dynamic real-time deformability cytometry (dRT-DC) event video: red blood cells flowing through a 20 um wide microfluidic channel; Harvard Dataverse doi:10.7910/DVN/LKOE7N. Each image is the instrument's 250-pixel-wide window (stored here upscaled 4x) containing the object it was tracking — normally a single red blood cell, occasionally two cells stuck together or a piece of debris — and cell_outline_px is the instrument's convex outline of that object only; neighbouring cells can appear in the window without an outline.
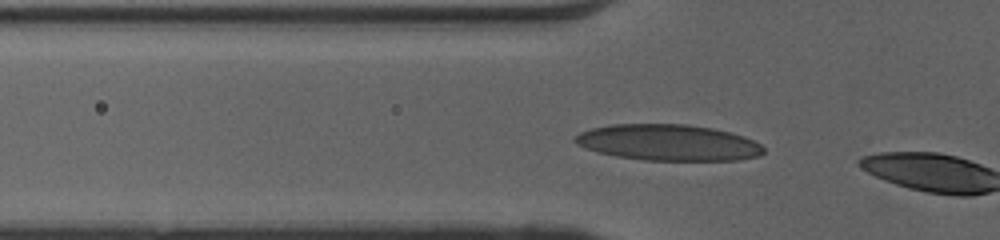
{"species": "human", "species_latin": "Homo sapiens", "temperature_condition": "cold", "stored_images_in_passage": 4, "camera_frame_rate_fps": 3000, "um_per_image_px": 0.085, "donor": {"sex": "female"}, "frame": {"image": 1, "passage_image": 2, "time_ms": 0.333, "image_size_px": [1000, 240], "cell_outline_px": [[764, 152], [760, 156], [736, 160], [644, 160], [616, 156], [600, 152], [576, 144], [572, 140], [580, 132], [592, 128], [612, 124], [684, 124], [712, 128], [744, 136], [760, 144], [764, 148]], "centroid_in_image_um": [56.81, 12.11], "position_along_channel_um": 69.0, "area_um2": 39.48}}